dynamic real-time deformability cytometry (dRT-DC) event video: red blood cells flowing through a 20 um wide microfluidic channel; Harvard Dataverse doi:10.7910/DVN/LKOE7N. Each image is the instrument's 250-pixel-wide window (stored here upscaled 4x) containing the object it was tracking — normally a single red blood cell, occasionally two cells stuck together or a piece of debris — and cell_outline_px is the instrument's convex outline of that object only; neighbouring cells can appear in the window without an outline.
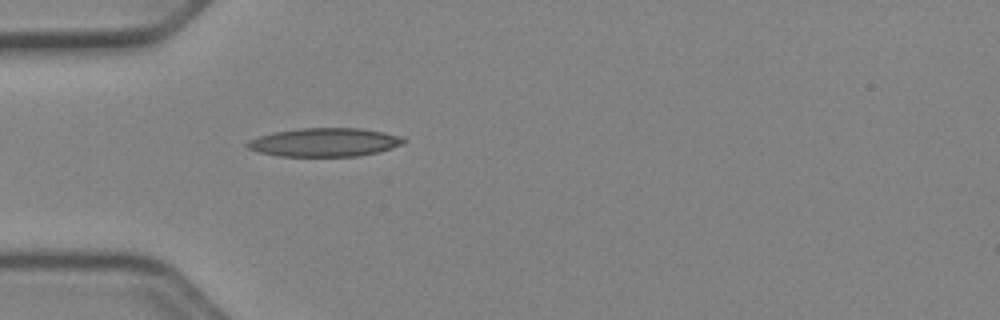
{"species": "Egyptian fruit bat (a non-hibernating species)", "species_latin": "Rousettus aegyptiacus", "temperature_condition": "cold", "stored_images_in_passage": 33, "camera_frame_rate_fps": 3000, "um_per_image_px": 0.085, "animal": {"sex": "female"}, "frame": {"image": 1, "passage_image": 1, "time_ms": 0.0, "image_size_px": [1000, 320], "cell_outline_px": [[404, 140], [400, 144], [392, 148], [380, 152], [356, 156], [280, 156], [260, 152], [248, 148], [244, 144], [248, 140], [272, 132], [300, 128], [360, 128], [384, 132], [400, 136]], "centroid_in_image_um": [27.56, 12.09], "position_along_channel_um": 57.4, "area_um2": 25.89}}
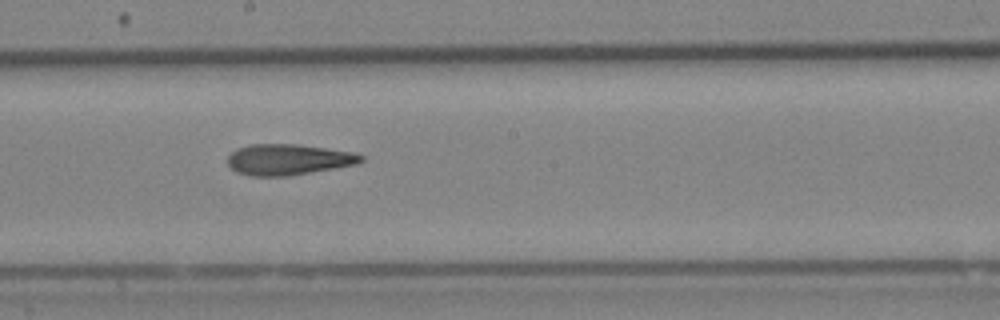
{"frame": {"image": 2, "passage_image": 14, "time_ms": 4.333, "image_size_px": [1000, 320], "cell_outline_px": [[364, 160], [356, 164], [284, 176], [252, 176], [236, 172], [228, 164], [228, 156], [236, 148], [248, 144], [296, 144], [356, 152], [364, 156]], "centroid_in_image_um": [24.49, 13.54], "position_along_channel_um": 223.7, "area_um2": 23.87}}
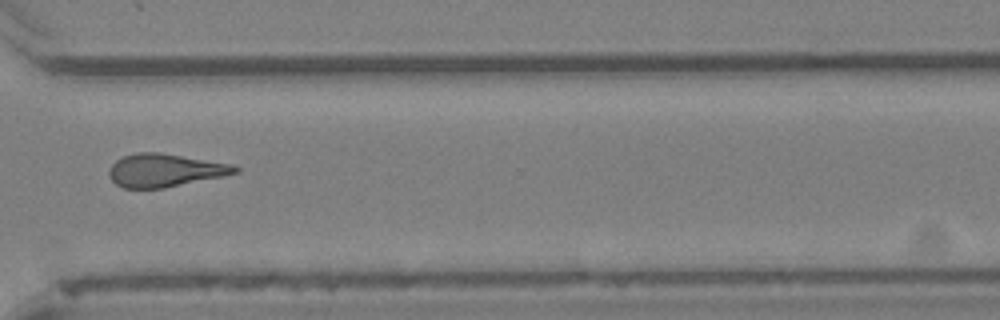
{"frame": {"image": 3, "passage_image": 24, "time_ms": 7.667, "image_size_px": [1000, 320], "cell_outline_px": [[240, 172], [164, 188], [124, 188], [116, 184], [108, 176], [108, 172], [112, 164], [116, 160], [124, 156], [136, 152], [160, 152], [232, 164], [240, 168]], "centroid_in_image_um": [14.0, 14.47], "position_along_channel_um": 356.6, "area_um2": 24.16}, "authors_computed_cell_mechanics": {"area_um2": 23.8136, "velocity_mm_per_s": 3.9812, "shape_relaxation_time_tau1_ms": null, "shape_relaxation_time_tau2_ms": 7.0628, "deformation_change_tau1": null, "deformation_change_tau2": 0.2066}}